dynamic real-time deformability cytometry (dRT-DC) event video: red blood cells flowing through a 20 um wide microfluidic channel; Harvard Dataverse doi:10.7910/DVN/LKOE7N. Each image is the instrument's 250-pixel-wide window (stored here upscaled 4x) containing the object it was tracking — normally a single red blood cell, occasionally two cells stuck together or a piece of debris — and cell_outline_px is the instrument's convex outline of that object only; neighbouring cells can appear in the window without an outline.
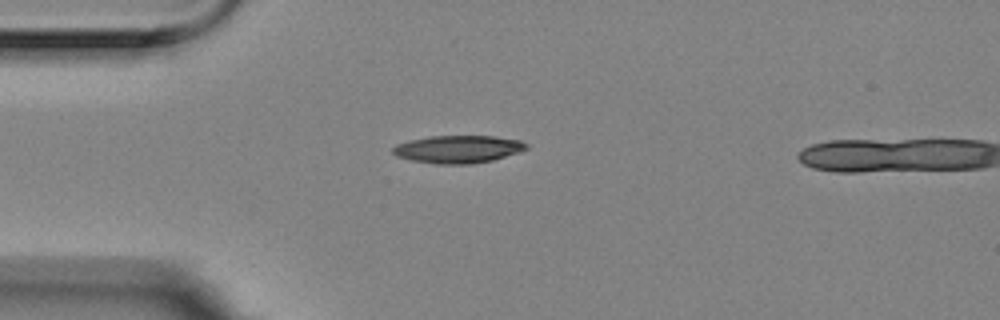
{"species": "Egyptian fruit bat (a non-hibernating species)", "species_latin": "Rousettus aegyptiacus", "temperature_condition": "room temperature", "stored_images_in_passage": 2, "camera_frame_rate_fps": 3000, "um_per_image_px": 0.085, "animal": {"sex": "female"}, "frame": {"image": 1, "passage_image": 1, "time_ms": 0.0, "image_size_px": [1000, 320], "cell_outline_px": [[528, 148], [520, 152], [492, 160], [472, 164], [436, 164], [412, 160], [396, 156], [392, 152], [392, 148], [396, 144], [428, 136], [496, 136], [520, 140], [528, 144]], "centroid_in_image_um": [38.95, 12.68], "position_along_channel_um": 46.0, "area_um2": 21.56}}